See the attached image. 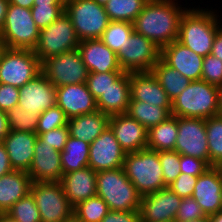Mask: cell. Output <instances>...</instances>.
I'll list each match as a JSON object with an SVG mask.
<instances>
[{
  "label": "cell",
  "instance_id": "6da1fadb",
  "mask_svg": "<svg viewBox=\"0 0 222 222\" xmlns=\"http://www.w3.org/2000/svg\"><path fill=\"white\" fill-rule=\"evenodd\" d=\"M176 0H149L133 21L134 31L162 48L178 38L182 15L188 8Z\"/></svg>",
  "mask_w": 222,
  "mask_h": 222
},
{
  "label": "cell",
  "instance_id": "7a4b0ae2",
  "mask_svg": "<svg viewBox=\"0 0 222 222\" xmlns=\"http://www.w3.org/2000/svg\"><path fill=\"white\" fill-rule=\"evenodd\" d=\"M220 21L211 9L189 8L181 17L177 41L205 57L211 54L215 34L222 27Z\"/></svg>",
  "mask_w": 222,
  "mask_h": 222
},
{
  "label": "cell",
  "instance_id": "3957f363",
  "mask_svg": "<svg viewBox=\"0 0 222 222\" xmlns=\"http://www.w3.org/2000/svg\"><path fill=\"white\" fill-rule=\"evenodd\" d=\"M97 195L112 211H139L141 195L128 179L124 168L98 171Z\"/></svg>",
  "mask_w": 222,
  "mask_h": 222
},
{
  "label": "cell",
  "instance_id": "277c9868",
  "mask_svg": "<svg viewBox=\"0 0 222 222\" xmlns=\"http://www.w3.org/2000/svg\"><path fill=\"white\" fill-rule=\"evenodd\" d=\"M219 87L193 80L171 101V114L176 117L208 119L218 115Z\"/></svg>",
  "mask_w": 222,
  "mask_h": 222
},
{
  "label": "cell",
  "instance_id": "5b68a950",
  "mask_svg": "<svg viewBox=\"0 0 222 222\" xmlns=\"http://www.w3.org/2000/svg\"><path fill=\"white\" fill-rule=\"evenodd\" d=\"M123 168L141 196L167 187L164 183L159 151L144 149L126 153Z\"/></svg>",
  "mask_w": 222,
  "mask_h": 222
},
{
  "label": "cell",
  "instance_id": "8992f818",
  "mask_svg": "<svg viewBox=\"0 0 222 222\" xmlns=\"http://www.w3.org/2000/svg\"><path fill=\"white\" fill-rule=\"evenodd\" d=\"M40 29L33 20L31 9L15 4L8 5L0 39L9 49L33 50L39 39Z\"/></svg>",
  "mask_w": 222,
  "mask_h": 222
},
{
  "label": "cell",
  "instance_id": "52a82bcc",
  "mask_svg": "<svg viewBox=\"0 0 222 222\" xmlns=\"http://www.w3.org/2000/svg\"><path fill=\"white\" fill-rule=\"evenodd\" d=\"M64 12L71 19L80 41L100 39L110 23L104 6L94 0H65Z\"/></svg>",
  "mask_w": 222,
  "mask_h": 222
},
{
  "label": "cell",
  "instance_id": "ba28073f",
  "mask_svg": "<svg viewBox=\"0 0 222 222\" xmlns=\"http://www.w3.org/2000/svg\"><path fill=\"white\" fill-rule=\"evenodd\" d=\"M80 40L69 16L64 12L53 23L40 30L39 39L33 49L42 63L48 57L78 49Z\"/></svg>",
  "mask_w": 222,
  "mask_h": 222
},
{
  "label": "cell",
  "instance_id": "9c48e42d",
  "mask_svg": "<svg viewBox=\"0 0 222 222\" xmlns=\"http://www.w3.org/2000/svg\"><path fill=\"white\" fill-rule=\"evenodd\" d=\"M41 73V62L30 49L5 48L0 57V83L23 87Z\"/></svg>",
  "mask_w": 222,
  "mask_h": 222
},
{
  "label": "cell",
  "instance_id": "30bf717a",
  "mask_svg": "<svg viewBox=\"0 0 222 222\" xmlns=\"http://www.w3.org/2000/svg\"><path fill=\"white\" fill-rule=\"evenodd\" d=\"M30 193L40 212L42 222H64L74 213L61 182H32Z\"/></svg>",
  "mask_w": 222,
  "mask_h": 222
},
{
  "label": "cell",
  "instance_id": "8fae6325",
  "mask_svg": "<svg viewBox=\"0 0 222 222\" xmlns=\"http://www.w3.org/2000/svg\"><path fill=\"white\" fill-rule=\"evenodd\" d=\"M41 72L54 87L86 83L89 75L78 49L48 57L41 63Z\"/></svg>",
  "mask_w": 222,
  "mask_h": 222
},
{
  "label": "cell",
  "instance_id": "7c38bea8",
  "mask_svg": "<svg viewBox=\"0 0 222 222\" xmlns=\"http://www.w3.org/2000/svg\"><path fill=\"white\" fill-rule=\"evenodd\" d=\"M161 48L145 36L133 31L117 53L124 72H151L160 60Z\"/></svg>",
  "mask_w": 222,
  "mask_h": 222
},
{
  "label": "cell",
  "instance_id": "4fadbf2b",
  "mask_svg": "<svg viewBox=\"0 0 222 222\" xmlns=\"http://www.w3.org/2000/svg\"><path fill=\"white\" fill-rule=\"evenodd\" d=\"M178 133L174 151L205 160L209 164L205 119L177 117Z\"/></svg>",
  "mask_w": 222,
  "mask_h": 222
},
{
  "label": "cell",
  "instance_id": "5bb4252c",
  "mask_svg": "<svg viewBox=\"0 0 222 222\" xmlns=\"http://www.w3.org/2000/svg\"><path fill=\"white\" fill-rule=\"evenodd\" d=\"M126 152L108 126L92 143L89 149L88 167L96 172L122 168Z\"/></svg>",
  "mask_w": 222,
  "mask_h": 222
},
{
  "label": "cell",
  "instance_id": "9a60e30c",
  "mask_svg": "<svg viewBox=\"0 0 222 222\" xmlns=\"http://www.w3.org/2000/svg\"><path fill=\"white\" fill-rule=\"evenodd\" d=\"M182 198L168 187L141 197L140 219L145 222H173Z\"/></svg>",
  "mask_w": 222,
  "mask_h": 222
},
{
  "label": "cell",
  "instance_id": "2e32d148",
  "mask_svg": "<svg viewBox=\"0 0 222 222\" xmlns=\"http://www.w3.org/2000/svg\"><path fill=\"white\" fill-rule=\"evenodd\" d=\"M61 152L45 144L39 136L34 146V157L27 172L32 182H61L63 172Z\"/></svg>",
  "mask_w": 222,
  "mask_h": 222
},
{
  "label": "cell",
  "instance_id": "e0dca14e",
  "mask_svg": "<svg viewBox=\"0 0 222 222\" xmlns=\"http://www.w3.org/2000/svg\"><path fill=\"white\" fill-rule=\"evenodd\" d=\"M192 197L197 201L206 216L221 211L222 168L211 166L198 176Z\"/></svg>",
  "mask_w": 222,
  "mask_h": 222
},
{
  "label": "cell",
  "instance_id": "ac0fdd59",
  "mask_svg": "<svg viewBox=\"0 0 222 222\" xmlns=\"http://www.w3.org/2000/svg\"><path fill=\"white\" fill-rule=\"evenodd\" d=\"M18 105L29 112L41 114L56 105V87L41 72L19 88Z\"/></svg>",
  "mask_w": 222,
  "mask_h": 222
},
{
  "label": "cell",
  "instance_id": "d6986e66",
  "mask_svg": "<svg viewBox=\"0 0 222 222\" xmlns=\"http://www.w3.org/2000/svg\"><path fill=\"white\" fill-rule=\"evenodd\" d=\"M109 127L126 153L147 149L148 130L127 113L110 116Z\"/></svg>",
  "mask_w": 222,
  "mask_h": 222
},
{
  "label": "cell",
  "instance_id": "ffe728a7",
  "mask_svg": "<svg viewBox=\"0 0 222 222\" xmlns=\"http://www.w3.org/2000/svg\"><path fill=\"white\" fill-rule=\"evenodd\" d=\"M56 105L65 112L68 119L98 110L96 99L86 83L56 87Z\"/></svg>",
  "mask_w": 222,
  "mask_h": 222
},
{
  "label": "cell",
  "instance_id": "44dd1931",
  "mask_svg": "<svg viewBox=\"0 0 222 222\" xmlns=\"http://www.w3.org/2000/svg\"><path fill=\"white\" fill-rule=\"evenodd\" d=\"M160 59L190 80H201L204 57L177 40L161 48Z\"/></svg>",
  "mask_w": 222,
  "mask_h": 222
},
{
  "label": "cell",
  "instance_id": "7402d4cb",
  "mask_svg": "<svg viewBox=\"0 0 222 222\" xmlns=\"http://www.w3.org/2000/svg\"><path fill=\"white\" fill-rule=\"evenodd\" d=\"M78 50L81 53V57L89 73L123 71L118 63L117 54L100 39L80 41Z\"/></svg>",
  "mask_w": 222,
  "mask_h": 222
},
{
  "label": "cell",
  "instance_id": "603a6c76",
  "mask_svg": "<svg viewBox=\"0 0 222 222\" xmlns=\"http://www.w3.org/2000/svg\"><path fill=\"white\" fill-rule=\"evenodd\" d=\"M130 101L171 108V100L152 72H130Z\"/></svg>",
  "mask_w": 222,
  "mask_h": 222
},
{
  "label": "cell",
  "instance_id": "cb8c5ba5",
  "mask_svg": "<svg viewBox=\"0 0 222 222\" xmlns=\"http://www.w3.org/2000/svg\"><path fill=\"white\" fill-rule=\"evenodd\" d=\"M38 135L32 132L10 130L2 141L13 170L28 172L34 157Z\"/></svg>",
  "mask_w": 222,
  "mask_h": 222
},
{
  "label": "cell",
  "instance_id": "d4e9b609",
  "mask_svg": "<svg viewBox=\"0 0 222 222\" xmlns=\"http://www.w3.org/2000/svg\"><path fill=\"white\" fill-rule=\"evenodd\" d=\"M96 174L90 167L63 174L61 184L73 207L97 195Z\"/></svg>",
  "mask_w": 222,
  "mask_h": 222
},
{
  "label": "cell",
  "instance_id": "484cf974",
  "mask_svg": "<svg viewBox=\"0 0 222 222\" xmlns=\"http://www.w3.org/2000/svg\"><path fill=\"white\" fill-rule=\"evenodd\" d=\"M130 100V72H124L96 100L97 109L109 116L124 114L128 110Z\"/></svg>",
  "mask_w": 222,
  "mask_h": 222
},
{
  "label": "cell",
  "instance_id": "4316f807",
  "mask_svg": "<svg viewBox=\"0 0 222 222\" xmlns=\"http://www.w3.org/2000/svg\"><path fill=\"white\" fill-rule=\"evenodd\" d=\"M31 179L27 172L13 170L0 177V214L30 192Z\"/></svg>",
  "mask_w": 222,
  "mask_h": 222
},
{
  "label": "cell",
  "instance_id": "83f0119b",
  "mask_svg": "<svg viewBox=\"0 0 222 222\" xmlns=\"http://www.w3.org/2000/svg\"><path fill=\"white\" fill-rule=\"evenodd\" d=\"M110 116L99 110L68 119L69 135L92 143L108 126Z\"/></svg>",
  "mask_w": 222,
  "mask_h": 222
},
{
  "label": "cell",
  "instance_id": "f1b7e54d",
  "mask_svg": "<svg viewBox=\"0 0 222 222\" xmlns=\"http://www.w3.org/2000/svg\"><path fill=\"white\" fill-rule=\"evenodd\" d=\"M178 133L177 117L170 116L164 122L148 130L147 149L153 151H173Z\"/></svg>",
  "mask_w": 222,
  "mask_h": 222
},
{
  "label": "cell",
  "instance_id": "f546056e",
  "mask_svg": "<svg viewBox=\"0 0 222 222\" xmlns=\"http://www.w3.org/2000/svg\"><path fill=\"white\" fill-rule=\"evenodd\" d=\"M90 144L83 140L68 137L61 154L63 174L88 167Z\"/></svg>",
  "mask_w": 222,
  "mask_h": 222
},
{
  "label": "cell",
  "instance_id": "4dcf8cb0",
  "mask_svg": "<svg viewBox=\"0 0 222 222\" xmlns=\"http://www.w3.org/2000/svg\"><path fill=\"white\" fill-rule=\"evenodd\" d=\"M151 72L172 101L192 81L179 71L166 65L161 59L154 65Z\"/></svg>",
  "mask_w": 222,
  "mask_h": 222
},
{
  "label": "cell",
  "instance_id": "1f68e13d",
  "mask_svg": "<svg viewBox=\"0 0 222 222\" xmlns=\"http://www.w3.org/2000/svg\"><path fill=\"white\" fill-rule=\"evenodd\" d=\"M126 113L142 124L147 130L172 116L171 108H162L140 101H130Z\"/></svg>",
  "mask_w": 222,
  "mask_h": 222
},
{
  "label": "cell",
  "instance_id": "d6a6232c",
  "mask_svg": "<svg viewBox=\"0 0 222 222\" xmlns=\"http://www.w3.org/2000/svg\"><path fill=\"white\" fill-rule=\"evenodd\" d=\"M149 0H110L104 6L110 21L133 23Z\"/></svg>",
  "mask_w": 222,
  "mask_h": 222
},
{
  "label": "cell",
  "instance_id": "836d02e7",
  "mask_svg": "<svg viewBox=\"0 0 222 222\" xmlns=\"http://www.w3.org/2000/svg\"><path fill=\"white\" fill-rule=\"evenodd\" d=\"M208 139L209 165L222 166V116L205 119Z\"/></svg>",
  "mask_w": 222,
  "mask_h": 222
},
{
  "label": "cell",
  "instance_id": "e575fe53",
  "mask_svg": "<svg viewBox=\"0 0 222 222\" xmlns=\"http://www.w3.org/2000/svg\"><path fill=\"white\" fill-rule=\"evenodd\" d=\"M134 31L133 23L127 21H110L100 40L116 54L124 47Z\"/></svg>",
  "mask_w": 222,
  "mask_h": 222
},
{
  "label": "cell",
  "instance_id": "d590c367",
  "mask_svg": "<svg viewBox=\"0 0 222 222\" xmlns=\"http://www.w3.org/2000/svg\"><path fill=\"white\" fill-rule=\"evenodd\" d=\"M109 211L107 203L98 195L74 207V213L84 222H101Z\"/></svg>",
  "mask_w": 222,
  "mask_h": 222
},
{
  "label": "cell",
  "instance_id": "8d00e7d4",
  "mask_svg": "<svg viewBox=\"0 0 222 222\" xmlns=\"http://www.w3.org/2000/svg\"><path fill=\"white\" fill-rule=\"evenodd\" d=\"M16 222H42L34 197L29 192L5 213Z\"/></svg>",
  "mask_w": 222,
  "mask_h": 222
},
{
  "label": "cell",
  "instance_id": "74e56055",
  "mask_svg": "<svg viewBox=\"0 0 222 222\" xmlns=\"http://www.w3.org/2000/svg\"><path fill=\"white\" fill-rule=\"evenodd\" d=\"M38 113L29 112L15 105L7 112L9 128L14 131L36 133L38 127Z\"/></svg>",
  "mask_w": 222,
  "mask_h": 222
},
{
  "label": "cell",
  "instance_id": "f35d334b",
  "mask_svg": "<svg viewBox=\"0 0 222 222\" xmlns=\"http://www.w3.org/2000/svg\"><path fill=\"white\" fill-rule=\"evenodd\" d=\"M67 124L68 118L65 112L58 105H55L39 115L36 134L39 135Z\"/></svg>",
  "mask_w": 222,
  "mask_h": 222
},
{
  "label": "cell",
  "instance_id": "ab89813d",
  "mask_svg": "<svg viewBox=\"0 0 222 222\" xmlns=\"http://www.w3.org/2000/svg\"><path fill=\"white\" fill-rule=\"evenodd\" d=\"M123 73L124 71H109L106 73L91 72L86 80L88 90L97 100L100 95L105 92Z\"/></svg>",
  "mask_w": 222,
  "mask_h": 222
},
{
  "label": "cell",
  "instance_id": "60d3db41",
  "mask_svg": "<svg viewBox=\"0 0 222 222\" xmlns=\"http://www.w3.org/2000/svg\"><path fill=\"white\" fill-rule=\"evenodd\" d=\"M65 5H33L31 14L37 27L41 30L53 23L62 13Z\"/></svg>",
  "mask_w": 222,
  "mask_h": 222
},
{
  "label": "cell",
  "instance_id": "b9f144b4",
  "mask_svg": "<svg viewBox=\"0 0 222 222\" xmlns=\"http://www.w3.org/2000/svg\"><path fill=\"white\" fill-rule=\"evenodd\" d=\"M164 183L170 185L181 173L180 154L176 151H159Z\"/></svg>",
  "mask_w": 222,
  "mask_h": 222
},
{
  "label": "cell",
  "instance_id": "7bdbcfd3",
  "mask_svg": "<svg viewBox=\"0 0 222 222\" xmlns=\"http://www.w3.org/2000/svg\"><path fill=\"white\" fill-rule=\"evenodd\" d=\"M201 79L216 87L222 86V60L209 54L204 57Z\"/></svg>",
  "mask_w": 222,
  "mask_h": 222
},
{
  "label": "cell",
  "instance_id": "ee69618b",
  "mask_svg": "<svg viewBox=\"0 0 222 222\" xmlns=\"http://www.w3.org/2000/svg\"><path fill=\"white\" fill-rule=\"evenodd\" d=\"M197 179L198 176L180 173L177 179L167 187L182 199L191 197L194 192Z\"/></svg>",
  "mask_w": 222,
  "mask_h": 222
},
{
  "label": "cell",
  "instance_id": "f6af8a7d",
  "mask_svg": "<svg viewBox=\"0 0 222 222\" xmlns=\"http://www.w3.org/2000/svg\"><path fill=\"white\" fill-rule=\"evenodd\" d=\"M45 144L52 146L56 151L62 152L67 143L69 135L68 125L61 126L38 135Z\"/></svg>",
  "mask_w": 222,
  "mask_h": 222
},
{
  "label": "cell",
  "instance_id": "bcb514c9",
  "mask_svg": "<svg viewBox=\"0 0 222 222\" xmlns=\"http://www.w3.org/2000/svg\"><path fill=\"white\" fill-rule=\"evenodd\" d=\"M204 216L205 214L201 210V207L199 206L197 201L191 196L182 199L175 220L189 221L199 219Z\"/></svg>",
  "mask_w": 222,
  "mask_h": 222
},
{
  "label": "cell",
  "instance_id": "7dc6e473",
  "mask_svg": "<svg viewBox=\"0 0 222 222\" xmlns=\"http://www.w3.org/2000/svg\"><path fill=\"white\" fill-rule=\"evenodd\" d=\"M209 167H211L205 160L180 155V169L181 173H187L193 176L202 175Z\"/></svg>",
  "mask_w": 222,
  "mask_h": 222
},
{
  "label": "cell",
  "instance_id": "c3c4849f",
  "mask_svg": "<svg viewBox=\"0 0 222 222\" xmlns=\"http://www.w3.org/2000/svg\"><path fill=\"white\" fill-rule=\"evenodd\" d=\"M19 88L0 83V110L8 112L19 103Z\"/></svg>",
  "mask_w": 222,
  "mask_h": 222
},
{
  "label": "cell",
  "instance_id": "681fc988",
  "mask_svg": "<svg viewBox=\"0 0 222 222\" xmlns=\"http://www.w3.org/2000/svg\"><path fill=\"white\" fill-rule=\"evenodd\" d=\"M139 211H112L110 210L101 222H139Z\"/></svg>",
  "mask_w": 222,
  "mask_h": 222
},
{
  "label": "cell",
  "instance_id": "f907efd6",
  "mask_svg": "<svg viewBox=\"0 0 222 222\" xmlns=\"http://www.w3.org/2000/svg\"><path fill=\"white\" fill-rule=\"evenodd\" d=\"M13 171L7 151L0 141V177Z\"/></svg>",
  "mask_w": 222,
  "mask_h": 222
},
{
  "label": "cell",
  "instance_id": "816d5d0a",
  "mask_svg": "<svg viewBox=\"0 0 222 222\" xmlns=\"http://www.w3.org/2000/svg\"><path fill=\"white\" fill-rule=\"evenodd\" d=\"M211 54L222 60V27L215 34Z\"/></svg>",
  "mask_w": 222,
  "mask_h": 222
},
{
  "label": "cell",
  "instance_id": "f5cc1de1",
  "mask_svg": "<svg viewBox=\"0 0 222 222\" xmlns=\"http://www.w3.org/2000/svg\"><path fill=\"white\" fill-rule=\"evenodd\" d=\"M10 131L7 112L0 110V141L8 135Z\"/></svg>",
  "mask_w": 222,
  "mask_h": 222
},
{
  "label": "cell",
  "instance_id": "db71d44e",
  "mask_svg": "<svg viewBox=\"0 0 222 222\" xmlns=\"http://www.w3.org/2000/svg\"><path fill=\"white\" fill-rule=\"evenodd\" d=\"M8 5H9L8 0H0V32L4 25Z\"/></svg>",
  "mask_w": 222,
  "mask_h": 222
},
{
  "label": "cell",
  "instance_id": "11a10c76",
  "mask_svg": "<svg viewBox=\"0 0 222 222\" xmlns=\"http://www.w3.org/2000/svg\"><path fill=\"white\" fill-rule=\"evenodd\" d=\"M10 4L18 5L22 8L31 9L34 5V0H8Z\"/></svg>",
  "mask_w": 222,
  "mask_h": 222
},
{
  "label": "cell",
  "instance_id": "9f6ffc18",
  "mask_svg": "<svg viewBox=\"0 0 222 222\" xmlns=\"http://www.w3.org/2000/svg\"><path fill=\"white\" fill-rule=\"evenodd\" d=\"M34 5H65V0H34Z\"/></svg>",
  "mask_w": 222,
  "mask_h": 222
},
{
  "label": "cell",
  "instance_id": "6f0895ef",
  "mask_svg": "<svg viewBox=\"0 0 222 222\" xmlns=\"http://www.w3.org/2000/svg\"><path fill=\"white\" fill-rule=\"evenodd\" d=\"M210 222H222V211H218L217 213L210 215Z\"/></svg>",
  "mask_w": 222,
  "mask_h": 222
},
{
  "label": "cell",
  "instance_id": "680465c9",
  "mask_svg": "<svg viewBox=\"0 0 222 222\" xmlns=\"http://www.w3.org/2000/svg\"><path fill=\"white\" fill-rule=\"evenodd\" d=\"M218 114L222 116V86L218 91Z\"/></svg>",
  "mask_w": 222,
  "mask_h": 222
},
{
  "label": "cell",
  "instance_id": "91938a15",
  "mask_svg": "<svg viewBox=\"0 0 222 222\" xmlns=\"http://www.w3.org/2000/svg\"><path fill=\"white\" fill-rule=\"evenodd\" d=\"M173 222H210V218L209 216H204V217H201L199 219H195V220H189V221H177V220H174Z\"/></svg>",
  "mask_w": 222,
  "mask_h": 222
},
{
  "label": "cell",
  "instance_id": "94428289",
  "mask_svg": "<svg viewBox=\"0 0 222 222\" xmlns=\"http://www.w3.org/2000/svg\"><path fill=\"white\" fill-rule=\"evenodd\" d=\"M64 222H84L81 220L75 213H73L70 217H67Z\"/></svg>",
  "mask_w": 222,
  "mask_h": 222
},
{
  "label": "cell",
  "instance_id": "6125c7cd",
  "mask_svg": "<svg viewBox=\"0 0 222 222\" xmlns=\"http://www.w3.org/2000/svg\"><path fill=\"white\" fill-rule=\"evenodd\" d=\"M0 222H16L11 219L7 214H0Z\"/></svg>",
  "mask_w": 222,
  "mask_h": 222
},
{
  "label": "cell",
  "instance_id": "be15d7a7",
  "mask_svg": "<svg viewBox=\"0 0 222 222\" xmlns=\"http://www.w3.org/2000/svg\"><path fill=\"white\" fill-rule=\"evenodd\" d=\"M6 46L4 44V42L0 39V57L3 53V51L5 50Z\"/></svg>",
  "mask_w": 222,
  "mask_h": 222
},
{
  "label": "cell",
  "instance_id": "e7e4bbea",
  "mask_svg": "<svg viewBox=\"0 0 222 222\" xmlns=\"http://www.w3.org/2000/svg\"><path fill=\"white\" fill-rule=\"evenodd\" d=\"M94 1L99 5L105 6L106 3L110 0H94Z\"/></svg>",
  "mask_w": 222,
  "mask_h": 222
}]
</instances>
